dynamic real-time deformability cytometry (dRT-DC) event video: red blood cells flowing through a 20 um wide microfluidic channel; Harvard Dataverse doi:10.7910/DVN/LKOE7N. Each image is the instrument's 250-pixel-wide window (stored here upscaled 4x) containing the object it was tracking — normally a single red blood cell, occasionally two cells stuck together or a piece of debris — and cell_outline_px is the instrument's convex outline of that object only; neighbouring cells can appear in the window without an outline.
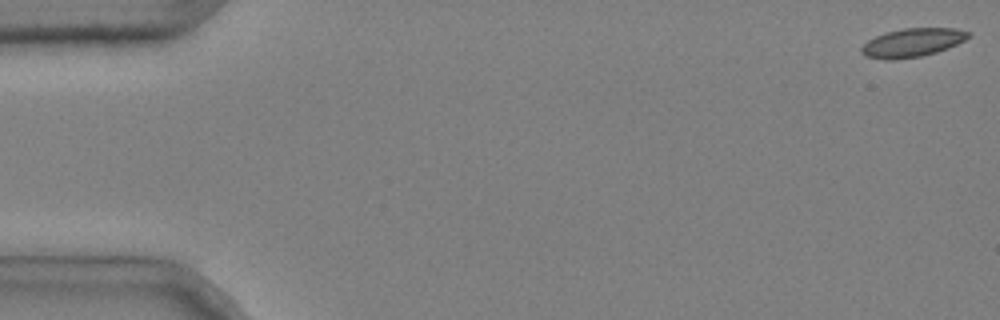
{"species": "common noctule bat (a hibernating species)", "species_latin": "Nyctalus noctula", "temperature_condition": "cold", "stored_images_in_passage": 48, "camera_frame_rate_fps": 3000, "um_per_image_px": 0.085, "animal": {"sex": "male", "body_mass_g": 20.4}, "frame": {"image": 1, "passage_image": 1, "time_ms": 0.0, "image_size_px": [1000, 320], "cell_outline_px": [[972, 36], [948, 48], [936, 52], [920, 56], [896, 60], [888, 60], [864, 56], [860, 52], [860, 48], [868, 40], [884, 32], [904, 28], [956, 28], [972, 32]], "centroid_in_image_um": [77.55, 3.62], "position_along_channel_um": 7.4, "area_um2": 17.98}}
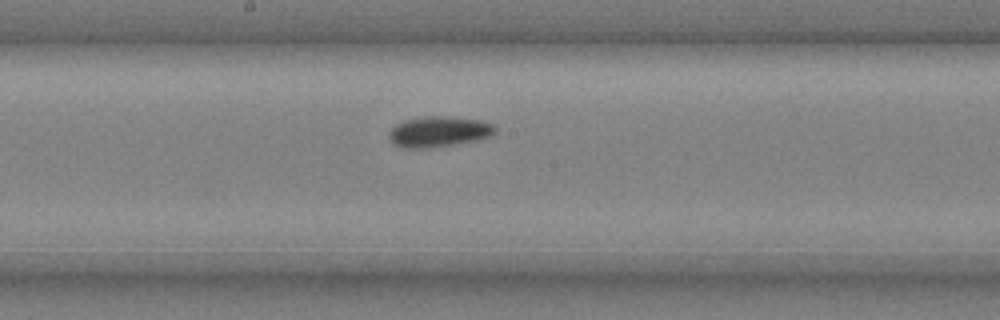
{"frame": {"image": 2, "passage_image": 29, "time_ms": 9.333, "image_size_px": [1000, 320], "cell_outline_px": [[496, 132], [492, 136], [476, 140], [456, 144], [428, 148], [404, 148], [396, 144], [388, 136], [388, 132], [396, 124], [404, 120], [424, 116], [440, 116], [480, 120], [492, 124], [496, 128]], "centroid_in_image_um": [37.3, 11.19], "position_along_channel_um": 210.9, "area_um2": 18.84}}
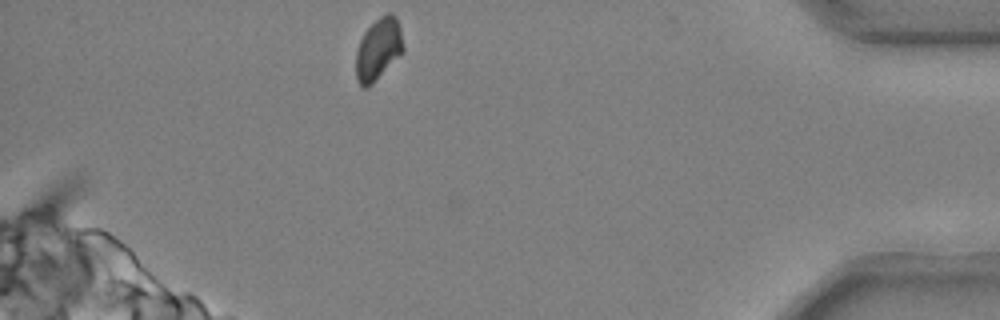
{"frame": {"image": 3, "passage_image": 48, "time_ms": 15.667, "image_size_px": [1000, 320], "cell_outline_px": [[404, 52], [368, 88], [364, 88], [356, 80], [356, 52], [360, 40], [364, 32], [380, 16], [388, 12], [392, 12], [396, 16], [400, 28], [404, 48]], "centroid_in_image_um": [32.17, 4.18], "position_along_channel_um": 403.0, "area_um2": 17.17}, "authors_computed_cell_mechanics": {"area_um2": 18.0625, "velocity_mm_per_s": 3.6712, "shape_relaxation_time_tau1_ms": 10.4517, "shape_relaxation_time_tau2_ms": 3.637, "deformation_change_tau1": 0.1458, "deformation_change_tau2": 0.0633}}